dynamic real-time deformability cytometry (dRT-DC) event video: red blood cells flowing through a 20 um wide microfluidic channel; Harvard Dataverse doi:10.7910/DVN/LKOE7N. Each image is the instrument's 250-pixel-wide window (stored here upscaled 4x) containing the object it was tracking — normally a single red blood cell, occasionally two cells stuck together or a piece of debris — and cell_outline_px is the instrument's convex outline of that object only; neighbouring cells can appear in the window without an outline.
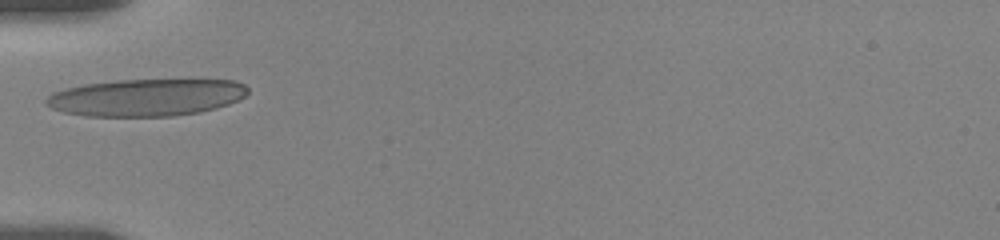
{"species": "human", "species_latin": "Homo sapiens", "temperature_condition": "room temperature", "stored_images_in_passage": 5, "camera_frame_rate_fps": 3000, "um_per_image_px": 0.085, "donor": {"sex": "female"}, "frame": {"image": 1, "passage_image": 1, "time_ms": 0.0, "image_size_px": [1000, 240], "cell_outline_px": [[248, 92], [244, 96], [228, 104], [216, 108], [200, 112], [172, 116], [84, 116], [64, 112], [52, 108], [44, 104], [44, 100], [52, 92], [84, 84], [116, 80], [236, 80], [244, 84], [248, 88]], "centroid_in_image_um": [12.41, 8.28], "position_along_channel_um": 72.6, "area_um2": 43.7}}
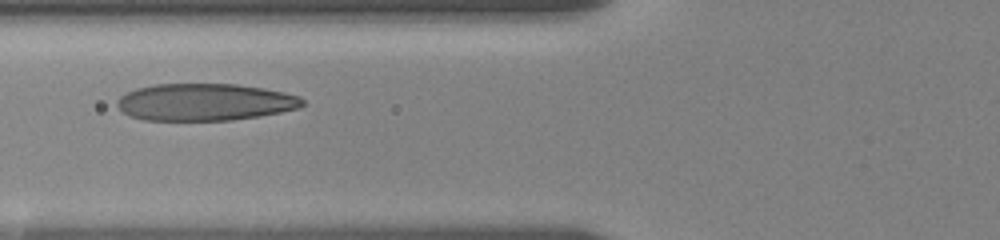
{"frame": {"image": 2, "passage_image": 4, "time_ms": 1.0, "image_size_px": [1000, 240], "cell_outline_px": [[304, 104], [300, 108], [260, 116], [232, 120], [144, 120], [132, 116], [124, 112], [116, 104], [116, 100], [120, 96], [136, 88], [156, 84], [236, 84], [264, 88], [284, 92], [300, 96], [304, 100]], "centroid_in_image_um": [17.44, 8.67], "position_along_channel_um": 108.4, "area_um2": 40.11}}